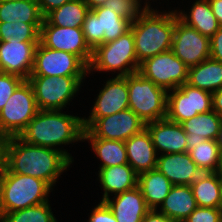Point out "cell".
I'll list each match as a JSON object with an SVG mask.
<instances>
[{"label": "cell", "instance_id": "obj_18", "mask_svg": "<svg viewBox=\"0 0 222 222\" xmlns=\"http://www.w3.org/2000/svg\"><path fill=\"white\" fill-rule=\"evenodd\" d=\"M156 168L173 185L190 186L203 174V171L192 160L188 152L158 155Z\"/></svg>", "mask_w": 222, "mask_h": 222}, {"label": "cell", "instance_id": "obj_31", "mask_svg": "<svg viewBox=\"0 0 222 222\" xmlns=\"http://www.w3.org/2000/svg\"><path fill=\"white\" fill-rule=\"evenodd\" d=\"M91 10L99 18L100 34H104L103 44L116 40L130 30L132 22L111 11V9L98 6Z\"/></svg>", "mask_w": 222, "mask_h": 222}, {"label": "cell", "instance_id": "obj_40", "mask_svg": "<svg viewBox=\"0 0 222 222\" xmlns=\"http://www.w3.org/2000/svg\"><path fill=\"white\" fill-rule=\"evenodd\" d=\"M210 58L222 62V27L210 38Z\"/></svg>", "mask_w": 222, "mask_h": 222}, {"label": "cell", "instance_id": "obj_14", "mask_svg": "<svg viewBox=\"0 0 222 222\" xmlns=\"http://www.w3.org/2000/svg\"><path fill=\"white\" fill-rule=\"evenodd\" d=\"M40 42L50 49L78 56L87 66L91 62L93 50L87 44L82 28L54 26L44 19L40 28Z\"/></svg>", "mask_w": 222, "mask_h": 222}, {"label": "cell", "instance_id": "obj_44", "mask_svg": "<svg viewBox=\"0 0 222 222\" xmlns=\"http://www.w3.org/2000/svg\"><path fill=\"white\" fill-rule=\"evenodd\" d=\"M212 109L222 117V88L212 94Z\"/></svg>", "mask_w": 222, "mask_h": 222}, {"label": "cell", "instance_id": "obj_38", "mask_svg": "<svg viewBox=\"0 0 222 222\" xmlns=\"http://www.w3.org/2000/svg\"><path fill=\"white\" fill-rule=\"evenodd\" d=\"M183 222H222V208L197 207Z\"/></svg>", "mask_w": 222, "mask_h": 222}, {"label": "cell", "instance_id": "obj_33", "mask_svg": "<svg viewBox=\"0 0 222 222\" xmlns=\"http://www.w3.org/2000/svg\"><path fill=\"white\" fill-rule=\"evenodd\" d=\"M50 201L39 205L4 213L0 216L1 222H58L53 214Z\"/></svg>", "mask_w": 222, "mask_h": 222}, {"label": "cell", "instance_id": "obj_50", "mask_svg": "<svg viewBox=\"0 0 222 222\" xmlns=\"http://www.w3.org/2000/svg\"><path fill=\"white\" fill-rule=\"evenodd\" d=\"M220 181H221V186H222V173H218Z\"/></svg>", "mask_w": 222, "mask_h": 222}, {"label": "cell", "instance_id": "obj_42", "mask_svg": "<svg viewBox=\"0 0 222 222\" xmlns=\"http://www.w3.org/2000/svg\"><path fill=\"white\" fill-rule=\"evenodd\" d=\"M143 222H176L160 213L156 209H151L144 217Z\"/></svg>", "mask_w": 222, "mask_h": 222}, {"label": "cell", "instance_id": "obj_22", "mask_svg": "<svg viewBox=\"0 0 222 222\" xmlns=\"http://www.w3.org/2000/svg\"><path fill=\"white\" fill-rule=\"evenodd\" d=\"M222 117L211 110L200 113L181 123L186 133L187 152L205 140H216L219 137Z\"/></svg>", "mask_w": 222, "mask_h": 222}, {"label": "cell", "instance_id": "obj_30", "mask_svg": "<svg viewBox=\"0 0 222 222\" xmlns=\"http://www.w3.org/2000/svg\"><path fill=\"white\" fill-rule=\"evenodd\" d=\"M89 10L82 0H72L49 12L44 19L54 26L82 28Z\"/></svg>", "mask_w": 222, "mask_h": 222}, {"label": "cell", "instance_id": "obj_7", "mask_svg": "<svg viewBox=\"0 0 222 222\" xmlns=\"http://www.w3.org/2000/svg\"><path fill=\"white\" fill-rule=\"evenodd\" d=\"M86 76H29L39 110H63L78 95Z\"/></svg>", "mask_w": 222, "mask_h": 222}, {"label": "cell", "instance_id": "obj_15", "mask_svg": "<svg viewBox=\"0 0 222 222\" xmlns=\"http://www.w3.org/2000/svg\"><path fill=\"white\" fill-rule=\"evenodd\" d=\"M38 43L23 42L19 38L0 41V72L27 80L33 69Z\"/></svg>", "mask_w": 222, "mask_h": 222}, {"label": "cell", "instance_id": "obj_27", "mask_svg": "<svg viewBox=\"0 0 222 222\" xmlns=\"http://www.w3.org/2000/svg\"><path fill=\"white\" fill-rule=\"evenodd\" d=\"M190 186L198 207L222 208V186L217 172H203Z\"/></svg>", "mask_w": 222, "mask_h": 222}, {"label": "cell", "instance_id": "obj_32", "mask_svg": "<svg viewBox=\"0 0 222 222\" xmlns=\"http://www.w3.org/2000/svg\"><path fill=\"white\" fill-rule=\"evenodd\" d=\"M188 153L203 172L217 171L220 148L216 140H205L200 144H196Z\"/></svg>", "mask_w": 222, "mask_h": 222}, {"label": "cell", "instance_id": "obj_24", "mask_svg": "<svg viewBox=\"0 0 222 222\" xmlns=\"http://www.w3.org/2000/svg\"><path fill=\"white\" fill-rule=\"evenodd\" d=\"M195 1V2H194ZM190 9H175L179 19L202 35L211 38L220 28L208 0H194Z\"/></svg>", "mask_w": 222, "mask_h": 222}, {"label": "cell", "instance_id": "obj_4", "mask_svg": "<svg viewBox=\"0 0 222 222\" xmlns=\"http://www.w3.org/2000/svg\"><path fill=\"white\" fill-rule=\"evenodd\" d=\"M53 189L43 180L0 171V214L10 213L49 201Z\"/></svg>", "mask_w": 222, "mask_h": 222}, {"label": "cell", "instance_id": "obj_29", "mask_svg": "<svg viewBox=\"0 0 222 222\" xmlns=\"http://www.w3.org/2000/svg\"><path fill=\"white\" fill-rule=\"evenodd\" d=\"M92 148L96 158L101 161L100 168L111 167L128 163L125 143L118 140H107L101 138H84Z\"/></svg>", "mask_w": 222, "mask_h": 222}, {"label": "cell", "instance_id": "obj_26", "mask_svg": "<svg viewBox=\"0 0 222 222\" xmlns=\"http://www.w3.org/2000/svg\"><path fill=\"white\" fill-rule=\"evenodd\" d=\"M187 84L212 94L218 91L222 88V62L208 58L190 67Z\"/></svg>", "mask_w": 222, "mask_h": 222}, {"label": "cell", "instance_id": "obj_5", "mask_svg": "<svg viewBox=\"0 0 222 222\" xmlns=\"http://www.w3.org/2000/svg\"><path fill=\"white\" fill-rule=\"evenodd\" d=\"M139 65L134 36L129 30L116 40L101 44L93 50L88 74L106 71L117 73L115 76H127L138 72Z\"/></svg>", "mask_w": 222, "mask_h": 222}, {"label": "cell", "instance_id": "obj_48", "mask_svg": "<svg viewBox=\"0 0 222 222\" xmlns=\"http://www.w3.org/2000/svg\"><path fill=\"white\" fill-rule=\"evenodd\" d=\"M219 148L222 149V122H221V126H220V132H219V137L217 139Z\"/></svg>", "mask_w": 222, "mask_h": 222}, {"label": "cell", "instance_id": "obj_2", "mask_svg": "<svg viewBox=\"0 0 222 222\" xmlns=\"http://www.w3.org/2000/svg\"><path fill=\"white\" fill-rule=\"evenodd\" d=\"M84 130L81 116L66 114L63 110H39L19 137L32 145L57 149L74 162L64 147L84 142Z\"/></svg>", "mask_w": 222, "mask_h": 222}, {"label": "cell", "instance_id": "obj_36", "mask_svg": "<svg viewBox=\"0 0 222 222\" xmlns=\"http://www.w3.org/2000/svg\"><path fill=\"white\" fill-rule=\"evenodd\" d=\"M82 31L87 44L92 50L103 44L104 34H100L99 18L91 9L88 11L85 17Z\"/></svg>", "mask_w": 222, "mask_h": 222}, {"label": "cell", "instance_id": "obj_13", "mask_svg": "<svg viewBox=\"0 0 222 222\" xmlns=\"http://www.w3.org/2000/svg\"><path fill=\"white\" fill-rule=\"evenodd\" d=\"M173 53L188 67L210 58V38L182 22L175 10Z\"/></svg>", "mask_w": 222, "mask_h": 222}, {"label": "cell", "instance_id": "obj_46", "mask_svg": "<svg viewBox=\"0 0 222 222\" xmlns=\"http://www.w3.org/2000/svg\"><path fill=\"white\" fill-rule=\"evenodd\" d=\"M89 9H94L98 6H103L108 0H82Z\"/></svg>", "mask_w": 222, "mask_h": 222}, {"label": "cell", "instance_id": "obj_41", "mask_svg": "<svg viewBox=\"0 0 222 222\" xmlns=\"http://www.w3.org/2000/svg\"><path fill=\"white\" fill-rule=\"evenodd\" d=\"M39 4L40 11L45 17L49 12L61 7L65 3H68L72 0H36Z\"/></svg>", "mask_w": 222, "mask_h": 222}, {"label": "cell", "instance_id": "obj_10", "mask_svg": "<svg viewBox=\"0 0 222 222\" xmlns=\"http://www.w3.org/2000/svg\"><path fill=\"white\" fill-rule=\"evenodd\" d=\"M138 72L168 92L187 83L189 68L168 50L141 62Z\"/></svg>", "mask_w": 222, "mask_h": 222}, {"label": "cell", "instance_id": "obj_1", "mask_svg": "<svg viewBox=\"0 0 222 222\" xmlns=\"http://www.w3.org/2000/svg\"><path fill=\"white\" fill-rule=\"evenodd\" d=\"M72 163L57 149L29 144L19 136L9 137L5 168L10 173L41 179L54 190L58 178Z\"/></svg>", "mask_w": 222, "mask_h": 222}, {"label": "cell", "instance_id": "obj_6", "mask_svg": "<svg viewBox=\"0 0 222 222\" xmlns=\"http://www.w3.org/2000/svg\"><path fill=\"white\" fill-rule=\"evenodd\" d=\"M129 109L145 124L167 116V91L139 72L126 76Z\"/></svg>", "mask_w": 222, "mask_h": 222}, {"label": "cell", "instance_id": "obj_17", "mask_svg": "<svg viewBox=\"0 0 222 222\" xmlns=\"http://www.w3.org/2000/svg\"><path fill=\"white\" fill-rule=\"evenodd\" d=\"M145 128L158 155L187 152L186 133L181 124L164 118L145 124Z\"/></svg>", "mask_w": 222, "mask_h": 222}, {"label": "cell", "instance_id": "obj_39", "mask_svg": "<svg viewBox=\"0 0 222 222\" xmlns=\"http://www.w3.org/2000/svg\"><path fill=\"white\" fill-rule=\"evenodd\" d=\"M90 211L87 222H117L116 217L104 201H100Z\"/></svg>", "mask_w": 222, "mask_h": 222}, {"label": "cell", "instance_id": "obj_45", "mask_svg": "<svg viewBox=\"0 0 222 222\" xmlns=\"http://www.w3.org/2000/svg\"><path fill=\"white\" fill-rule=\"evenodd\" d=\"M219 26L222 27V0H208Z\"/></svg>", "mask_w": 222, "mask_h": 222}, {"label": "cell", "instance_id": "obj_3", "mask_svg": "<svg viewBox=\"0 0 222 222\" xmlns=\"http://www.w3.org/2000/svg\"><path fill=\"white\" fill-rule=\"evenodd\" d=\"M175 9H146L130 26L134 36L136 57L144 60L172 49Z\"/></svg>", "mask_w": 222, "mask_h": 222}, {"label": "cell", "instance_id": "obj_20", "mask_svg": "<svg viewBox=\"0 0 222 222\" xmlns=\"http://www.w3.org/2000/svg\"><path fill=\"white\" fill-rule=\"evenodd\" d=\"M128 164L139 175L157 166V156L151 136L146 128L125 142Z\"/></svg>", "mask_w": 222, "mask_h": 222}, {"label": "cell", "instance_id": "obj_28", "mask_svg": "<svg viewBox=\"0 0 222 222\" xmlns=\"http://www.w3.org/2000/svg\"><path fill=\"white\" fill-rule=\"evenodd\" d=\"M44 17L36 0L0 2V22L42 24Z\"/></svg>", "mask_w": 222, "mask_h": 222}, {"label": "cell", "instance_id": "obj_11", "mask_svg": "<svg viewBox=\"0 0 222 222\" xmlns=\"http://www.w3.org/2000/svg\"><path fill=\"white\" fill-rule=\"evenodd\" d=\"M88 66L76 55L38 43L30 76H88Z\"/></svg>", "mask_w": 222, "mask_h": 222}, {"label": "cell", "instance_id": "obj_43", "mask_svg": "<svg viewBox=\"0 0 222 222\" xmlns=\"http://www.w3.org/2000/svg\"><path fill=\"white\" fill-rule=\"evenodd\" d=\"M8 140L9 137L0 130V171L5 167Z\"/></svg>", "mask_w": 222, "mask_h": 222}, {"label": "cell", "instance_id": "obj_12", "mask_svg": "<svg viewBox=\"0 0 222 222\" xmlns=\"http://www.w3.org/2000/svg\"><path fill=\"white\" fill-rule=\"evenodd\" d=\"M212 109V93L185 83L167 93V116L170 121L181 124L200 113Z\"/></svg>", "mask_w": 222, "mask_h": 222}, {"label": "cell", "instance_id": "obj_35", "mask_svg": "<svg viewBox=\"0 0 222 222\" xmlns=\"http://www.w3.org/2000/svg\"><path fill=\"white\" fill-rule=\"evenodd\" d=\"M103 6L131 22L146 10L140 0H108Z\"/></svg>", "mask_w": 222, "mask_h": 222}, {"label": "cell", "instance_id": "obj_23", "mask_svg": "<svg viewBox=\"0 0 222 222\" xmlns=\"http://www.w3.org/2000/svg\"><path fill=\"white\" fill-rule=\"evenodd\" d=\"M197 207L191 186L173 185L157 210L176 222H183Z\"/></svg>", "mask_w": 222, "mask_h": 222}, {"label": "cell", "instance_id": "obj_25", "mask_svg": "<svg viewBox=\"0 0 222 222\" xmlns=\"http://www.w3.org/2000/svg\"><path fill=\"white\" fill-rule=\"evenodd\" d=\"M138 186L150 209H158L173 184L157 168L138 175Z\"/></svg>", "mask_w": 222, "mask_h": 222}, {"label": "cell", "instance_id": "obj_49", "mask_svg": "<svg viewBox=\"0 0 222 222\" xmlns=\"http://www.w3.org/2000/svg\"><path fill=\"white\" fill-rule=\"evenodd\" d=\"M216 172L222 173V149H220L219 166Z\"/></svg>", "mask_w": 222, "mask_h": 222}, {"label": "cell", "instance_id": "obj_16", "mask_svg": "<svg viewBox=\"0 0 222 222\" xmlns=\"http://www.w3.org/2000/svg\"><path fill=\"white\" fill-rule=\"evenodd\" d=\"M105 81L87 118H102L129 108L126 76H115Z\"/></svg>", "mask_w": 222, "mask_h": 222}, {"label": "cell", "instance_id": "obj_37", "mask_svg": "<svg viewBox=\"0 0 222 222\" xmlns=\"http://www.w3.org/2000/svg\"><path fill=\"white\" fill-rule=\"evenodd\" d=\"M24 81L19 76L0 72V111L13 94L15 89Z\"/></svg>", "mask_w": 222, "mask_h": 222}, {"label": "cell", "instance_id": "obj_9", "mask_svg": "<svg viewBox=\"0 0 222 222\" xmlns=\"http://www.w3.org/2000/svg\"><path fill=\"white\" fill-rule=\"evenodd\" d=\"M83 125L84 138L123 142L145 128V123L129 108L102 118L83 117Z\"/></svg>", "mask_w": 222, "mask_h": 222}, {"label": "cell", "instance_id": "obj_8", "mask_svg": "<svg viewBox=\"0 0 222 222\" xmlns=\"http://www.w3.org/2000/svg\"><path fill=\"white\" fill-rule=\"evenodd\" d=\"M38 111L33 88L24 80L0 111V130L8 137L19 136Z\"/></svg>", "mask_w": 222, "mask_h": 222}, {"label": "cell", "instance_id": "obj_51", "mask_svg": "<svg viewBox=\"0 0 222 222\" xmlns=\"http://www.w3.org/2000/svg\"><path fill=\"white\" fill-rule=\"evenodd\" d=\"M5 1H12V0H0V2H5Z\"/></svg>", "mask_w": 222, "mask_h": 222}, {"label": "cell", "instance_id": "obj_19", "mask_svg": "<svg viewBox=\"0 0 222 222\" xmlns=\"http://www.w3.org/2000/svg\"><path fill=\"white\" fill-rule=\"evenodd\" d=\"M117 222H143L145 215L151 210L144 200L139 186L113 195L104 201Z\"/></svg>", "mask_w": 222, "mask_h": 222}, {"label": "cell", "instance_id": "obj_21", "mask_svg": "<svg viewBox=\"0 0 222 222\" xmlns=\"http://www.w3.org/2000/svg\"><path fill=\"white\" fill-rule=\"evenodd\" d=\"M97 175L104 192L100 201L138 186V174L128 163L100 168Z\"/></svg>", "mask_w": 222, "mask_h": 222}, {"label": "cell", "instance_id": "obj_34", "mask_svg": "<svg viewBox=\"0 0 222 222\" xmlns=\"http://www.w3.org/2000/svg\"><path fill=\"white\" fill-rule=\"evenodd\" d=\"M42 24L24 22H0V41L20 39L23 42H40Z\"/></svg>", "mask_w": 222, "mask_h": 222}, {"label": "cell", "instance_id": "obj_47", "mask_svg": "<svg viewBox=\"0 0 222 222\" xmlns=\"http://www.w3.org/2000/svg\"><path fill=\"white\" fill-rule=\"evenodd\" d=\"M142 1H143V0H140V2H141L142 4L144 3L143 6H144L146 9H154V8L151 7V3H152V2H150L151 0H150V1H149V0H144L143 2H142ZM153 1H154V0H153ZM155 1H157V0H155Z\"/></svg>", "mask_w": 222, "mask_h": 222}]
</instances>
